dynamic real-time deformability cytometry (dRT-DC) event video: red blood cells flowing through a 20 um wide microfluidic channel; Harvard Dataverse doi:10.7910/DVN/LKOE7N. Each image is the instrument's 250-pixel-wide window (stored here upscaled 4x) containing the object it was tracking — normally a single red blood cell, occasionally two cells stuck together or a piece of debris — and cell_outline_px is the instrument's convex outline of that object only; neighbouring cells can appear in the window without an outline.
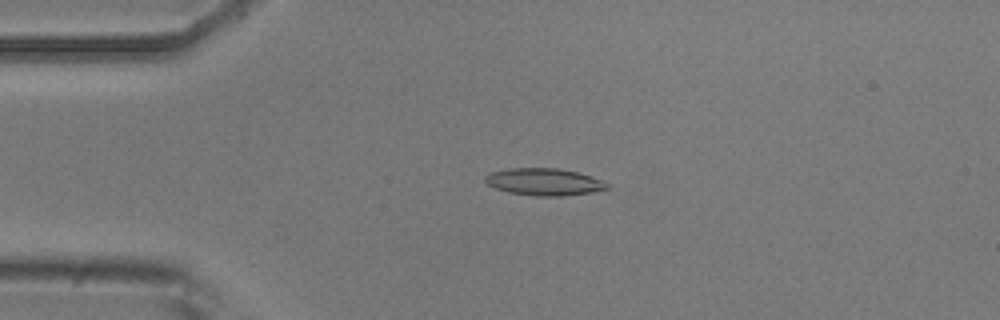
{"species": "common noctule bat (a hibernating species)", "species_latin": "Nyctalus noctula", "temperature_condition": "room temperature", "stored_images_in_passage": 3, "camera_frame_rate_fps": 3000, "um_per_image_px": 0.085, "animal": {"sex": "male", "body_mass_g": 20.5, "forearm_length_mm": 52.5}, "frame": {"image": 1, "passage_image": 1, "time_ms": 0.0, "image_size_px": [1000, 320], "cell_outline_px": [[612, 188], [592, 192], [560, 196], [536, 196], [508, 192], [496, 188], [488, 184], [484, 180], [484, 176], [488, 172], [508, 168], [560, 168], [592, 176], [604, 180]], "centroid_in_image_um": [46.26, 15.45], "position_along_channel_um": 38.7, "area_um2": 19.48}}
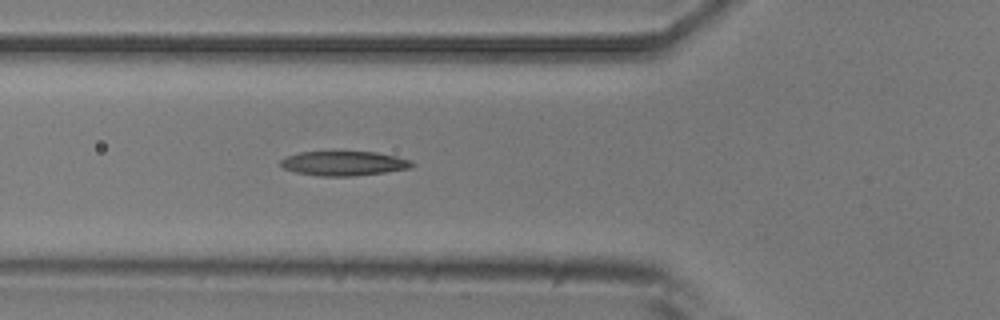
{"frame": {"image": 2, "passage_image": 3, "time_ms": 2.333, "image_size_px": [1000, 320], "cell_outline_px": [[416, 164], [412, 168], [384, 172], [352, 176], [320, 176], [296, 172], [284, 168], [280, 164], [280, 160], [288, 156], [300, 152], [376, 152], [396, 156], [412, 160]], "centroid_in_image_um": [29.28, 13.89], "position_along_channel_um": 96.5, "area_um2": 18.67}}